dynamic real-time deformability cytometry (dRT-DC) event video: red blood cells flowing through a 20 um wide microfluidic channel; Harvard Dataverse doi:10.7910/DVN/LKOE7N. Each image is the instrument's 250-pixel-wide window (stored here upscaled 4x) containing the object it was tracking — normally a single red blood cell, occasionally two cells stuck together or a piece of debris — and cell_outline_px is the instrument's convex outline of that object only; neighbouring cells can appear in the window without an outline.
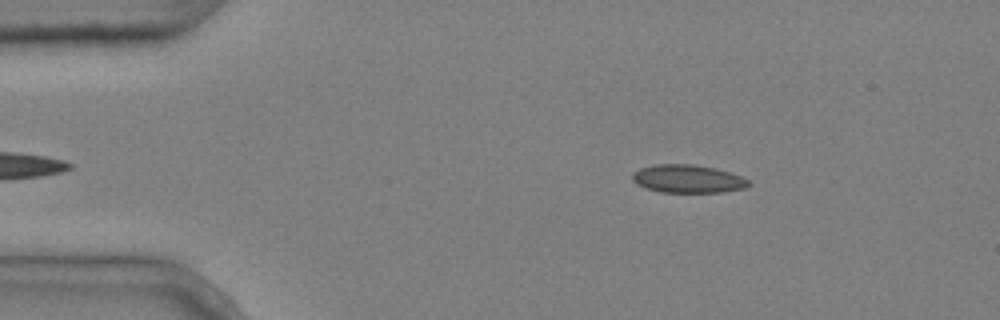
{"species": "common noctule bat (a hibernating species)", "species_latin": "Nyctalus noctula", "temperature_condition": "cold", "stored_images_in_passage": 3, "camera_frame_rate_fps": 3000, "um_per_image_px": 0.085, "animal": {"sex": "male", "body_mass_g": 20.4}, "frame": {"image": 1, "passage_image": 1, "time_ms": 0.0, "image_size_px": [1000, 320], "cell_outline_px": [[752, 184], [744, 188], [724, 192], [660, 192], [644, 188], [636, 184], [632, 180], [632, 172], [640, 168], [656, 164], [692, 164], [716, 168], [740, 176], [748, 180]], "centroid_in_image_um": [58.43, 15.2], "position_along_channel_um": 26.6, "area_um2": 19.13}}
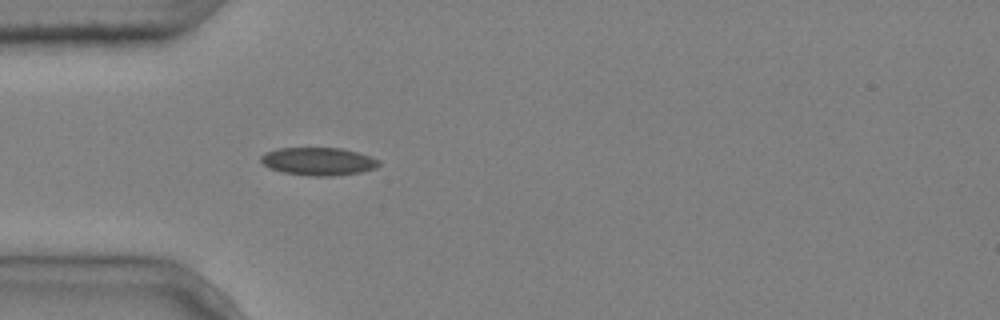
{"frame": {"image": 2, "passage_image": 3, "time_ms": 0.667, "image_size_px": [1000, 320], "cell_outline_px": [[380, 164], [376, 168], [360, 172], [332, 176], [308, 176], [284, 172], [272, 168], [264, 164], [260, 160], [260, 156], [264, 152], [276, 148], [340, 148], [356, 152], [380, 160]], "centroid_in_image_um": [27.04, 13.71], "position_along_channel_um": 58.0, "area_um2": 19.07}}